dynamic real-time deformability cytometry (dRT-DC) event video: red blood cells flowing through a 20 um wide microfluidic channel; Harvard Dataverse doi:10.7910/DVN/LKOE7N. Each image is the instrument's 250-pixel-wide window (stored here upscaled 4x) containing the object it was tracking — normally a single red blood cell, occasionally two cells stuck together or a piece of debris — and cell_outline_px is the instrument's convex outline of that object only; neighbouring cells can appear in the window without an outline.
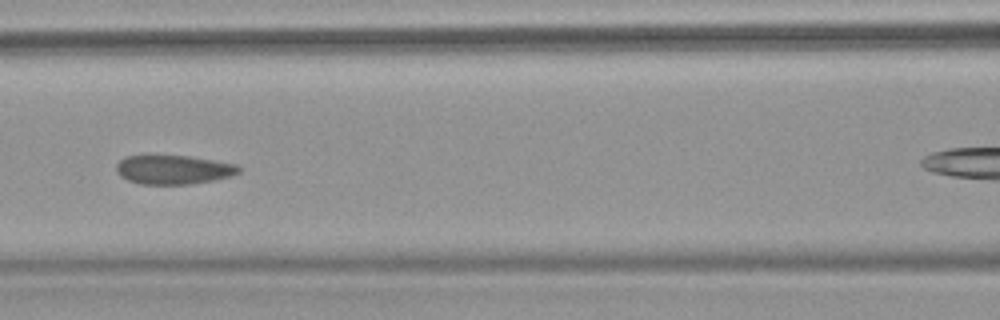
{"species": "common noctule bat (a hibernating species)", "species_latin": "Nyctalus noctula", "temperature_condition": "warm", "stored_images_in_passage": 7, "camera_frame_rate_fps": 3000, "um_per_image_px": 0.085, "animal": {"sex": "female", "body_mass_g": 18.4}, "frame": {"image": 1, "passage_image": 5, "time_ms": 4.667, "image_size_px": [1000, 320], "cell_outline_px": [[240, 172], [216, 180], [188, 184], [140, 184], [128, 180], [120, 176], [116, 172], [116, 164], [124, 156], [148, 152], [152, 152], [188, 156], [236, 164], [240, 168]], "centroid_in_image_um": [14.64, 14.37], "position_along_channel_um": 152.0, "area_um2": 21.56}}
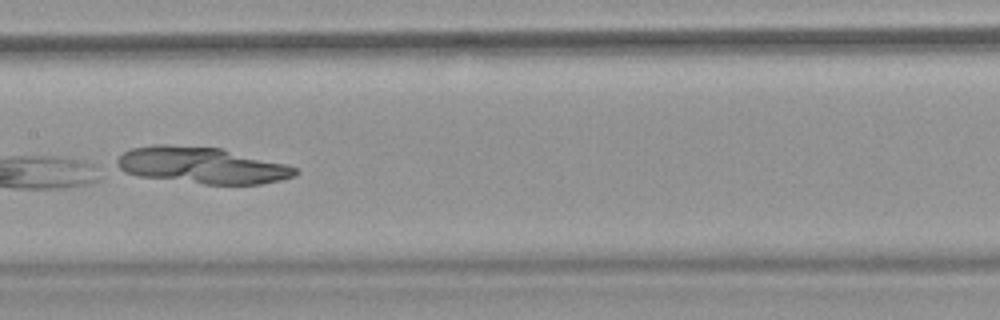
{"frame": {"image": 2, "passage_image": 7, "time_ms": 8.0, "image_size_px": [1000, 320], "cell_outline_px": [[300, 172], [296, 176], [280, 180], [260, 184], [204, 184], [140, 176], [124, 172], [116, 168], [116, 160], [128, 148], [152, 144], [168, 144], [220, 148], [288, 164], [296, 168]], "centroid_in_image_um": [17.14, 14.04], "position_along_channel_um": 190.3, "area_um2": 38.21}}